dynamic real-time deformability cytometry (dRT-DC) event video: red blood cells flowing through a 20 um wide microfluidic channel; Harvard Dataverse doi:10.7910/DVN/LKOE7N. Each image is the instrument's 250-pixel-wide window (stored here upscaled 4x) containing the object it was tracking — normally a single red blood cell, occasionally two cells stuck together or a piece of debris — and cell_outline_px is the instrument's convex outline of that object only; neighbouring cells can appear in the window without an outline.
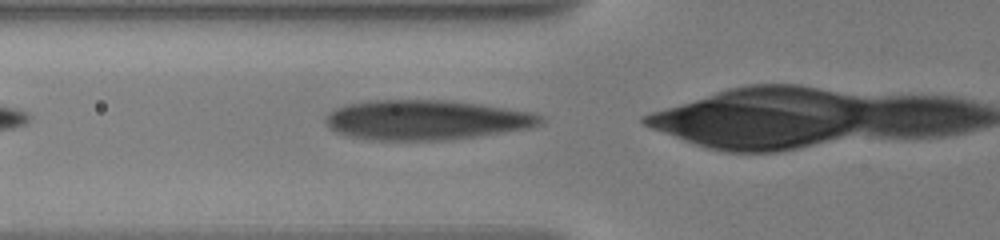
{"species": "human", "species_latin": "Homo sapiens", "temperature_condition": "warm", "stored_images_in_passage": 4, "segment_of_instrument_passage": [2, 2], "camera_frame_rate_fps": 3000, "um_per_image_px": 0.085, "donor": {"sex": "male"}, "frame": {"image": 1, "passage_image": 4, "time_ms": 1.667, "image_size_px": [1000, 240], "cell_outline_px": [[544, 120], [540, 124], [528, 128], [448, 140], [376, 140], [348, 136], [336, 132], [328, 128], [324, 120], [324, 116], [328, 112], [344, 104], [368, 100], [452, 100], [480, 104], [532, 112], [540, 116]], "centroid_in_image_um": [36.14, 10.18], "position_along_channel_um": 89.7, "area_um2": 50.0}}